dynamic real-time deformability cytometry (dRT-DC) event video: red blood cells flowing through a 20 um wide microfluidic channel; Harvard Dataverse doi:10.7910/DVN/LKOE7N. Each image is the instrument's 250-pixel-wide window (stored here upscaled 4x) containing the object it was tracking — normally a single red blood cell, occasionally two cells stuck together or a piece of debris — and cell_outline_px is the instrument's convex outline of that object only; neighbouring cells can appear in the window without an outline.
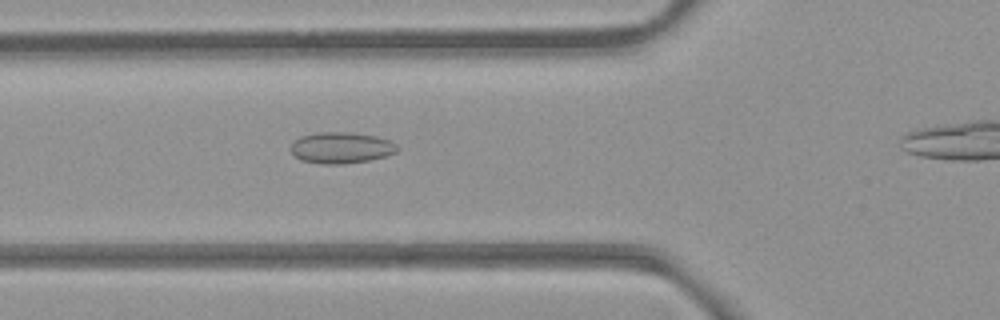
{"species": "common noctule bat (a hibernating species)", "species_latin": "Nyctalus noctula", "temperature_condition": "room temperature", "stored_images_in_passage": 33, "camera_frame_rate_fps": 3000, "um_per_image_px": 0.085, "animal": {"sex": "female", "body_mass_g": 21.9}, "frame": {"image": 1, "passage_image": 9, "time_ms": 2.667, "image_size_px": [1000, 320], "cell_outline_px": [[400, 148], [396, 152], [384, 156], [368, 160], [344, 164], [324, 164], [300, 160], [292, 152], [292, 144], [300, 136], [316, 132], [352, 132], [376, 136], [392, 140]], "centroid_in_image_um": [29.03, 12.54], "position_along_channel_um": 96.8, "area_um2": 19.42}}
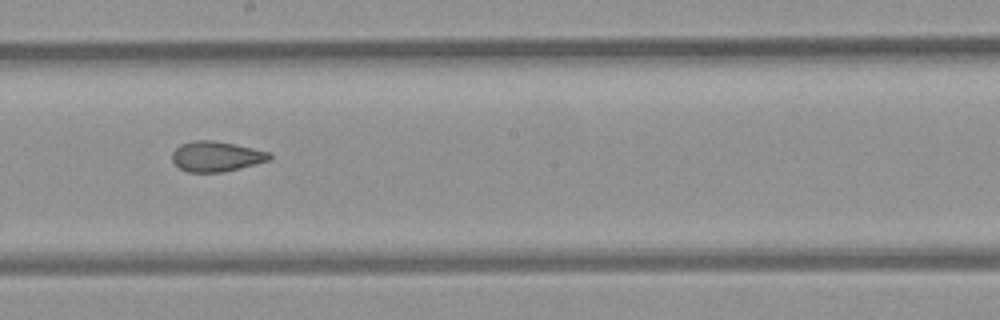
{"frame": {"image": 2, "passage_image": 19, "time_ms": 6.0, "image_size_px": [1000, 320], "cell_outline_px": [[272, 156], [268, 160], [240, 168], [224, 172], [188, 172], [180, 168], [172, 160], [172, 152], [180, 144], [192, 140], [212, 140], [252, 148], [268, 152]], "centroid_in_image_um": [18.33, 13.29], "position_along_channel_um": 229.9, "area_um2": 16.94}}
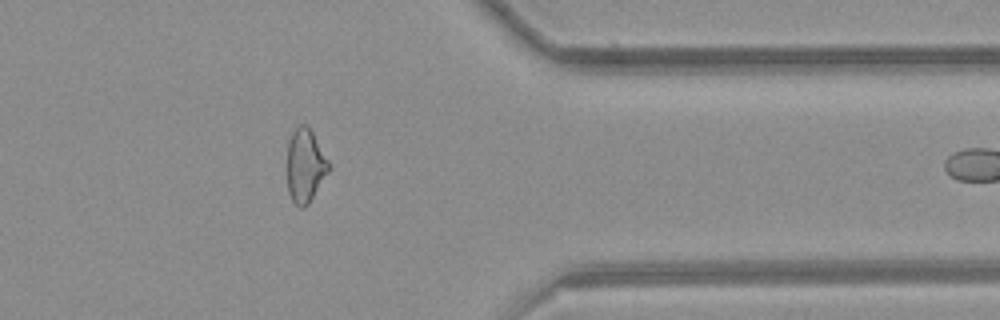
{"frame": {"image": 3, "passage_image": 32, "time_ms": 10.333, "image_size_px": [1000, 320], "cell_outline_px": [[332, 164], [328, 172], [308, 204], [304, 208], [300, 208], [292, 200], [288, 192], [288, 140], [292, 132], [300, 124], [304, 124], [312, 132]], "centroid_in_image_um": [25.96, 14.08], "position_along_channel_um": 385.4, "area_um2": 17.74}}